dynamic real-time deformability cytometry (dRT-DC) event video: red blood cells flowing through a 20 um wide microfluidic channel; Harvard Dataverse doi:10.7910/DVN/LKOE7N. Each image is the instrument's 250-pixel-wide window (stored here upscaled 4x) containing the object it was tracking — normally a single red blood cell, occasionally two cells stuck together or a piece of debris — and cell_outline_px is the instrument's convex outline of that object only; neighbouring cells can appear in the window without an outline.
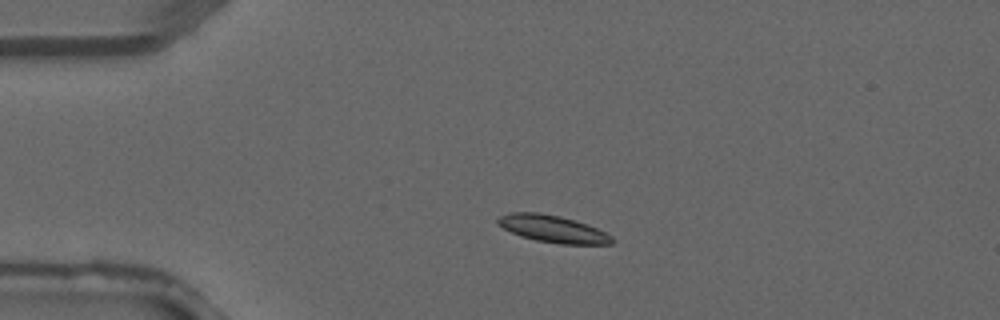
{"species": "common noctule bat (a hibernating species)", "species_latin": "Nyctalus noctula", "temperature_condition": "warm", "stored_images_in_passage": 3, "camera_frame_rate_fps": 3000, "um_per_image_px": 0.085, "animal": {"sex": "male", "forearm_length_mm": 52.5}, "frame": {"image": 1, "passage_image": 2, "time_ms": 0.333, "image_size_px": [1000, 320], "cell_outline_px": [[616, 240], [612, 244], [560, 244], [536, 240], [520, 236], [496, 224], [496, 220], [500, 216], [512, 212], [540, 212], [560, 216], [596, 228], [612, 236]], "centroid_in_image_um": [46.97, 19.46], "position_along_channel_um": 38.0, "area_um2": 17.92}}